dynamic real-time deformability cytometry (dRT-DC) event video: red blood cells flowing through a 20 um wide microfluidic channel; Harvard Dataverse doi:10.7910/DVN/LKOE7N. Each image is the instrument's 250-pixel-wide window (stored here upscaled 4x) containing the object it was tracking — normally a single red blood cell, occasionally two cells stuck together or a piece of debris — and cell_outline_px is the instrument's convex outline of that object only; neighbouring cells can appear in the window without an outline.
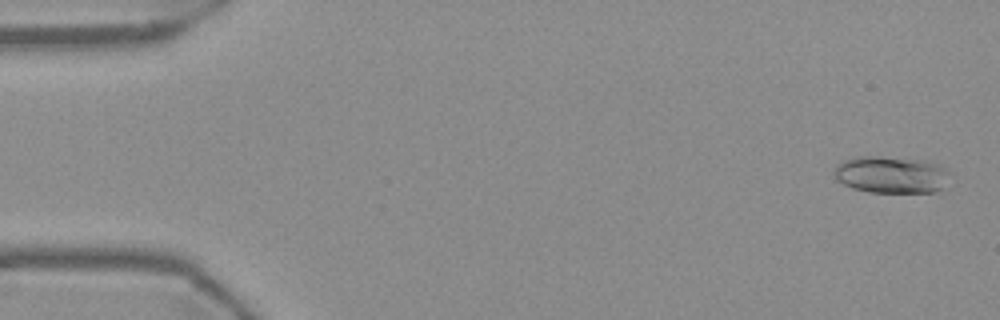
{"species": "Egyptian fruit bat (a non-hibernating species)", "species_latin": "Rousettus aegyptiacus", "temperature_condition": "warm", "stored_images_in_passage": 55, "camera_frame_rate_fps": 3000, "um_per_image_px": 0.085, "frame": {"image": 1, "passage_image": 2, "time_ms": 0.333, "image_size_px": [1000, 320], "cell_outline_px": [[948, 168], [940, 188], [932, 192], [868, 192], [852, 188], [836, 180], [832, 172], [844, 160], [856, 156], [880, 156], [928, 160], [940, 164]], "centroid_in_image_um": [75.69, 14.82], "position_along_channel_um": 9.3, "area_um2": 24.8}}
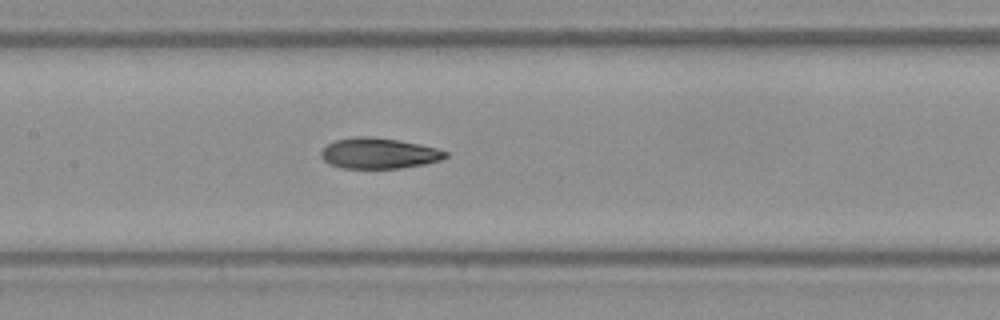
{"frame": {"image": 2, "passage_image": 26, "time_ms": 8.333, "image_size_px": [1000, 320], "cell_outline_px": [[448, 156], [440, 160], [424, 164], [400, 168], [340, 168], [328, 164], [320, 156], [320, 152], [328, 144], [336, 140], [364, 136], [368, 136], [396, 140], [420, 144], [436, 148], [448, 152]], "centroid_in_image_um": [32.19, 13.04], "position_along_channel_um": 175.2, "area_um2": 22.08}}
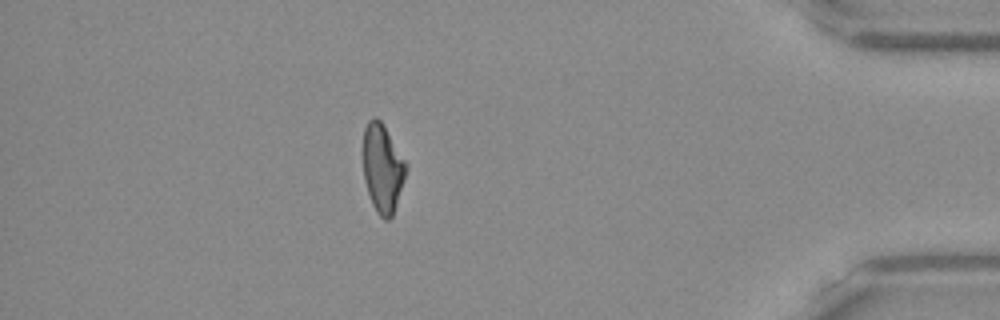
{"frame": {"image": 3, "passage_image": 48, "time_ms": 15.667, "image_size_px": [1000, 320], "cell_outline_px": [[408, 168], [392, 216], [388, 220], [384, 220], [376, 212], [372, 204], [364, 180], [364, 128], [368, 120], [372, 116], [376, 116], [380, 120], [408, 164]], "centroid_in_image_um": [32.52, 14.29], "position_along_channel_um": 402.7, "area_um2": 21.96}, "authors_computed_cell_mechanics": {"area_um2": 22.5998, "velocity_mm_per_s": 3.725, "shape_relaxation_time_tau1_ms": 8.2756, "shape_relaxation_time_tau2_ms": 2.1583, "deformation_change_tau1": 0.2384, "deformation_change_tau2": 0.0873}}